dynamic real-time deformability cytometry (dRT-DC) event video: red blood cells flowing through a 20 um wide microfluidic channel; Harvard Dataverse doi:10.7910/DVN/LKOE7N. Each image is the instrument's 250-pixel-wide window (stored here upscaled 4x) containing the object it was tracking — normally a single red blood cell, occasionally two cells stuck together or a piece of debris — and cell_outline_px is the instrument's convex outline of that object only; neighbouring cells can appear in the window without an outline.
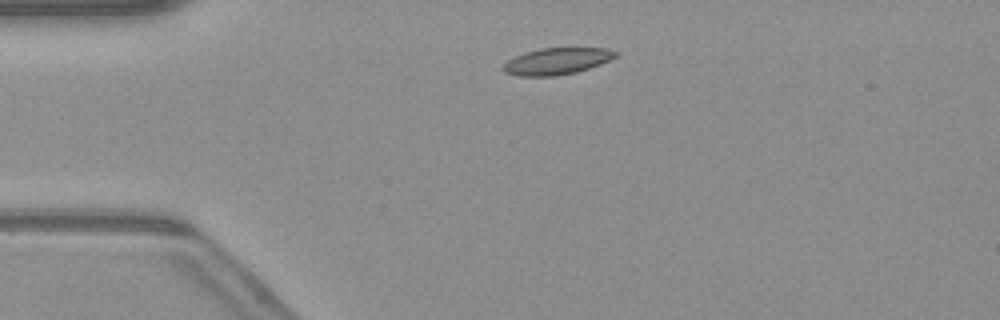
{"species": "common noctule bat (a hibernating species)", "species_latin": "Nyctalus noctula", "temperature_condition": "warm", "stored_images_in_passage": 43, "camera_frame_rate_fps": 3000, "um_per_image_px": 0.085, "animal": {"sex": "male", "body_mass_g": 23.1, "forearm_length_mm": 52.7}, "frame": {"image": 1, "passage_image": 4, "time_ms": 1.0, "image_size_px": [1000, 320], "cell_outline_px": [[616, 56], [600, 64], [576, 72], [556, 76], [520, 76], [504, 72], [500, 68], [508, 60], [524, 52], [540, 48], [608, 48], [616, 52]], "centroid_in_image_um": [47.28, 5.2], "position_along_channel_um": 37.7, "area_um2": 17.34}}
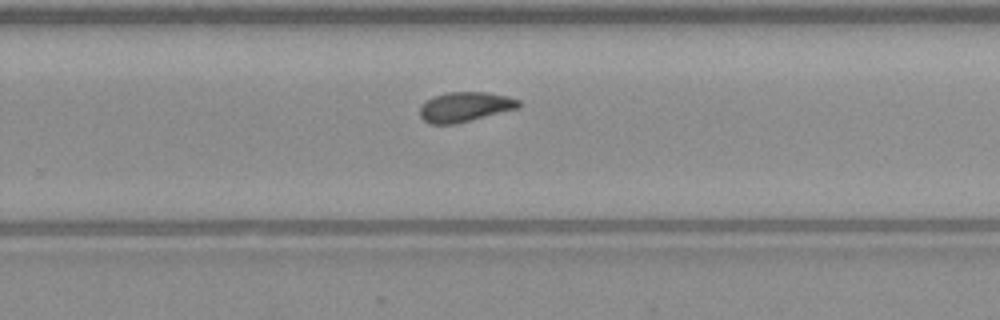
{"frame": {"image": 2, "passage_image": 25, "time_ms": 8.0, "image_size_px": [1000, 320], "cell_outline_px": [[520, 108], [456, 124], [428, 124], [420, 116], [420, 104], [432, 96], [448, 92], [488, 92], [508, 96], [520, 100]], "centroid_in_image_um": [39.52, 9.08], "position_along_channel_um": 290.3, "area_um2": 17.46}}
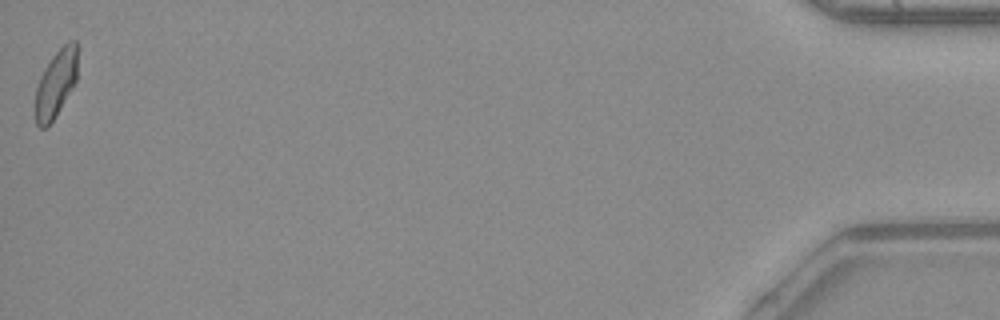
{"frame": {"image": 3, "passage_image": 43, "time_ms": 14.0, "image_size_px": [1000, 320], "cell_outline_px": [[76, 80], [56, 116], [44, 128], [40, 128], [36, 124], [36, 88], [40, 76], [44, 68], [52, 56], [68, 40], [76, 40]], "centroid_in_image_um": [4.74, 7.09], "position_along_channel_um": 430.5, "area_um2": 16.18}, "authors_computed_cell_mechanics": {"area_um2": 17.1666, "velocity_mm_per_s": 4.08, "shape_relaxation_time_tau1_ms": null, "shape_relaxation_time_tau2_ms": 2.5202, "deformation_change_tau1": null, "deformation_change_tau2": 0.0826}}